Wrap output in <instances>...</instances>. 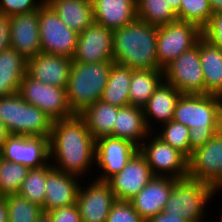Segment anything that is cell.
I'll use <instances>...</instances> for the list:
<instances>
[{
  "label": "cell",
  "instance_id": "1",
  "mask_svg": "<svg viewBox=\"0 0 222 222\" xmlns=\"http://www.w3.org/2000/svg\"><path fill=\"white\" fill-rule=\"evenodd\" d=\"M96 139L91 135L85 120L78 114L53 121L49 137L50 161L53 168L75 176H87L95 165Z\"/></svg>",
  "mask_w": 222,
  "mask_h": 222
},
{
  "label": "cell",
  "instance_id": "2",
  "mask_svg": "<svg viewBox=\"0 0 222 222\" xmlns=\"http://www.w3.org/2000/svg\"><path fill=\"white\" fill-rule=\"evenodd\" d=\"M187 126L192 152L218 133L222 123V97L210 94H182L173 119Z\"/></svg>",
  "mask_w": 222,
  "mask_h": 222
},
{
  "label": "cell",
  "instance_id": "3",
  "mask_svg": "<svg viewBox=\"0 0 222 222\" xmlns=\"http://www.w3.org/2000/svg\"><path fill=\"white\" fill-rule=\"evenodd\" d=\"M157 27L138 18L113 31V61L136 69H158Z\"/></svg>",
  "mask_w": 222,
  "mask_h": 222
},
{
  "label": "cell",
  "instance_id": "4",
  "mask_svg": "<svg viewBox=\"0 0 222 222\" xmlns=\"http://www.w3.org/2000/svg\"><path fill=\"white\" fill-rule=\"evenodd\" d=\"M114 63L72 61L66 93L69 107L74 114H81L88 106L101 99Z\"/></svg>",
  "mask_w": 222,
  "mask_h": 222
},
{
  "label": "cell",
  "instance_id": "5",
  "mask_svg": "<svg viewBox=\"0 0 222 222\" xmlns=\"http://www.w3.org/2000/svg\"><path fill=\"white\" fill-rule=\"evenodd\" d=\"M0 120L10 135L50 137L53 120L16 92L0 97Z\"/></svg>",
  "mask_w": 222,
  "mask_h": 222
},
{
  "label": "cell",
  "instance_id": "6",
  "mask_svg": "<svg viewBox=\"0 0 222 222\" xmlns=\"http://www.w3.org/2000/svg\"><path fill=\"white\" fill-rule=\"evenodd\" d=\"M219 191L222 190H215L211 185L188 176L174 178V185L163 212L180 215L188 222H203L207 202Z\"/></svg>",
  "mask_w": 222,
  "mask_h": 222
},
{
  "label": "cell",
  "instance_id": "7",
  "mask_svg": "<svg viewBox=\"0 0 222 222\" xmlns=\"http://www.w3.org/2000/svg\"><path fill=\"white\" fill-rule=\"evenodd\" d=\"M202 37V30L191 22L175 21L157 27L158 70H163Z\"/></svg>",
  "mask_w": 222,
  "mask_h": 222
},
{
  "label": "cell",
  "instance_id": "8",
  "mask_svg": "<svg viewBox=\"0 0 222 222\" xmlns=\"http://www.w3.org/2000/svg\"><path fill=\"white\" fill-rule=\"evenodd\" d=\"M18 93L23 100L38 107L53 121L75 115L69 107L66 88L45 84L26 74L21 80Z\"/></svg>",
  "mask_w": 222,
  "mask_h": 222
},
{
  "label": "cell",
  "instance_id": "9",
  "mask_svg": "<svg viewBox=\"0 0 222 222\" xmlns=\"http://www.w3.org/2000/svg\"><path fill=\"white\" fill-rule=\"evenodd\" d=\"M38 21L41 52L72 58L78 33L67 27L46 2L39 8Z\"/></svg>",
  "mask_w": 222,
  "mask_h": 222
},
{
  "label": "cell",
  "instance_id": "10",
  "mask_svg": "<svg viewBox=\"0 0 222 222\" xmlns=\"http://www.w3.org/2000/svg\"><path fill=\"white\" fill-rule=\"evenodd\" d=\"M164 81L182 94H205L203 68L200 63L199 40L163 69Z\"/></svg>",
  "mask_w": 222,
  "mask_h": 222
},
{
  "label": "cell",
  "instance_id": "11",
  "mask_svg": "<svg viewBox=\"0 0 222 222\" xmlns=\"http://www.w3.org/2000/svg\"><path fill=\"white\" fill-rule=\"evenodd\" d=\"M142 142L139 152L146 158L154 176H167L175 179L187 177L188 159L177 149L160 139L156 133ZM148 139L150 140L148 142Z\"/></svg>",
  "mask_w": 222,
  "mask_h": 222
},
{
  "label": "cell",
  "instance_id": "12",
  "mask_svg": "<svg viewBox=\"0 0 222 222\" xmlns=\"http://www.w3.org/2000/svg\"><path fill=\"white\" fill-rule=\"evenodd\" d=\"M187 176L222 190V139L217 134L192 152Z\"/></svg>",
  "mask_w": 222,
  "mask_h": 222
},
{
  "label": "cell",
  "instance_id": "13",
  "mask_svg": "<svg viewBox=\"0 0 222 222\" xmlns=\"http://www.w3.org/2000/svg\"><path fill=\"white\" fill-rule=\"evenodd\" d=\"M0 156L30 169L42 167L50 160L49 137L9 135Z\"/></svg>",
  "mask_w": 222,
  "mask_h": 222
},
{
  "label": "cell",
  "instance_id": "14",
  "mask_svg": "<svg viewBox=\"0 0 222 222\" xmlns=\"http://www.w3.org/2000/svg\"><path fill=\"white\" fill-rule=\"evenodd\" d=\"M72 61L81 63L113 61V30L94 22L78 33Z\"/></svg>",
  "mask_w": 222,
  "mask_h": 222
},
{
  "label": "cell",
  "instance_id": "15",
  "mask_svg": "<svg viewBox=\"0 0 222 222\" xmlns=\"http://www.w3.org/2000/svg\"><path fill=\"white\" fill-rule=\"evenodd\" d=\"M115 202L109 183L96 178L86 187L80 185L77 193L76 204L82 222H106Z\"/></svg>",
  "mask_w": 222,
  "mask_h": 222
},
{
  "label": "cell",
  "instance_id": "16",
  "mask_svg": "<svg viewBox=\"0 0 222 222\" xmlns=\"http://www.w3.org/2000/svg\"><path fill=\"white\" fill-rule=\"evenodd\" d=\"M95 151V165L103 173L97 180L107 181L126 166L139 148L128 140L104 136L96 139Z\"/></svg>",
  "mask_w": 222,
  "mask_h": 222
},
{
  "label": "cell",
  "instance_id": "17",
  "mask_svg": "<svg viewBox=\"0 0 222 222\" xmlns=\"http://www.w3.org/2000/svg\"><path fill=\"white\" fill-rule=\"evenodd\" d=\"M154 177L146 158L138 151L118 173L107 182L116 200L129 201Z\"/></svg>",
  "mask_w": 222,
  "mask_h": 222
},
{
  "label": "cell",
  "instance_id": "18",
  "mask_svg": "<svg viewBox=\"0 0 222 222\" xmlns=\"http://www.w3.org/2000/svg\"><path fill=\"white\" fill-rule=\"evenodd\" d=\"M38 17L39 9L30 13L10 16L11 48L21 54L26 60L41 53Z\"/></svg>",
  "mask_w": 222,
  "mask_h": 222
},
{
  "label": "cell",
  "instance_id": "19",
  "mask_svg": "<svg viewBox=\"0 0 222 222\" xmlns=\"http://www.w3.org/2000/svg\"><path fill=\"white\" fill-rule=\"evenodd\" d=\"M173 185L172 177L154 176L129 202L147 221L164 210Z\"/></svg>",
  "mask_w": 222,
  "mask_h": 222
},
{
  "label": "cell",
  "instance_id": "20",
  "mask_svg": "<svg viewBox=\"0 0 222 222\" xmlns=\"http://www.w3.org/2000/svg\"><path fill=\"white\" fill-rule=\"evenodd\" d=\"M71 64L72 58L41 52L27 60V74L45 84L66 88Z\"/></svg>",
  "mask_w": 222,
  "mask_h": 222
},
{
  "label": "cell",
  "instance_id": "21",
  "mask_svg": "<svg viewBox=\"0 0 222 222\" xmlns=\"http://www.w3.org/2000/svg\"><path fill=\"white\" fill-rule=\"evenodd\" d=\"M79 179L82 177L52 168L46 175L43 212L76 204Z\"/></svg>",
  "mask_w": 222,
  "mask_h": 222
},
{
  "label": "cell",
  "instance_id": "22",
  "mask_svg": "<svg viewBox=\"0 0 222 222\" xmlns=\"http://www.w3.org/2000/svg\"><path fill=\"white\" fill-rule=\"evenodd\" d=\"M181 95V92L164 80L155 89L147 104L142 108L147 127L151 132H154V128L151 127L152 122L149 120L154 119L156 124L158 122L161 125L171 121L176 103Z\"/></svg>",
  "mask_w": 222,
  "mask_h": 222
},
{
  "label": "cell",
  "instance_id": "23",
  "mask_svg": "<svg viewBox=\"0 0 222 222\" xmlns=\"http://www.w3.org/2000/svg\"><path fill=\"white\" fill-rule=\"evenodd\" d=\"M95 22L110 30L119 29L136 18V0H92Z\"/></svg>",
  "mask_w": 222,
  "mask_h": 222
},
{
  "label": "cell",
  "instance_id": "24",
  "mask_svg": "<svg viewBox=\"0 0 222 222\" xmlns=\"http://www.w3.org/2000/svg\"><path fill=\"white\" fill-rule=\"evenodd\" d=\"M150 133L142 108L133 105L118 108L113 137L128 140L139 148Z\"/></svg>",
  "mask_w": 222,
  "mask_h": 222
},
{
  "label": "cell",
  "instance_id": "25",
  "mask_svg": "<svg viewBox=\"0 0 222 222\" xmlns=\"http://www.w3.org/2000/svg\"><path fill=\"white\" fill-rule=\"evenodd\" d=\"M67 27L81 33L95 22L92 0H45Z\"/></svg>",
  "mask_w": 222,
  "mask_h": 222
},
{
  "label": "cell",
  "instance_id": "26",
  "mask_svg": "<svg viewBox=\"0 0 222 222\" xmlns=\"http://www.w3.org/2000/svg\"><path fill=\"white\" fill-rule=\"evenodd\" d=\"M200 63L203 68L205 94L222 97V49L203 36L199 39Z\"/></svg>",
  "mask_w": 222,
  "mask_h": 222
},
{
  "label": "cell",
  "instance_id": "27",
  "mask_svg": "<svg viewBox=\"0 0 222 222\" xmlns=\"http://www.w3.org/2000/svg\"><path fill=\"white\" fill-rule=\"evenodd\" d=\"M27 74V60L8 48L0 52V97L19 92L21 80Z\"/></svg>",
  "mask_w": 222,
  "mask_h": 222
},
{
  "label": "cell",
  "instance_id": "28",
  "mask_svg": "<svg viewBox=\"0 0 222 222\" xmlns=\"http://www.w3.org/2000/svg\"><path fill=\"white\" fill-rule=\"evenodd\" d=\"M132 71L130 67L114 63L100 100L118 108L130 105L129 89Z\"/></svg>",
  "mask_w": 222,
  "mask_h": 222
},
{
  "label": "cell",
  "instance_id": "29",
  "mask_svg": "<svg viewBox=\"0 0 222 222\" xmlns=\"http://www.w3.org/2000/svg\"><path fill=\"white\" fill-rule=\"evenodd\" d=\"M118 114V107L104 103L101 100L88 106L79 114L86 122L91 135L98 139L104 136L113 137L114 123Z\"/></svg>",
  "mask_w": 222,
  "mask_h": 222
},
{
  "label": "cell",
  "instance_id": "30",
  "mask_svg": "<svg viewBox=\"0 0 222 222\" xmlns=\"http://www.w3.org/2000/svg\"><path fill=\"white\" fill-rule=\"evenodd\" d=\"M163 80V70H133L129 89L130 105L143 108Z\"/></svg>",
  "mask_w": 222,
  "mask_h": 222
},
{
  "label": "cell",
  "instance_id": "31",
  "mask_svg": "<svg viewBox=\"0 0 222 222\" xmlns=\"http://www.w3.org/2000/svg\"><path fill=\"white\" fill-rule=\"evenodd\" d=\"M137 18L156 27L178 20L166 0H136Z\"/></svg>",
  "mask_w": 222,
  "mask_h": 222
},
{
  "label": "cell",
  "instance_id": "32",
  "mask_svg": "<svg viewBox=\"0 0 222 222\" xmlns=\"http://www.w3.org/2000/svg\"><path fill=\"white\" fill-rule=\"evenodd\" d=\"M53 168L49 162L39 168L29 170L27 177L23 180L19 195L43 208L45 200V181L47 173Z\"/></svg>",
  "mask_w": 222,
  "mask_h": 222
},
{
  "label": "cell",
  "instance_id": "33",
  "mask_svg": "<svg viewBox=\"0 0 222 222\" xmlns=\"http://www.w3.org/2000/svg\"><path fill=\"white\" fill-rule=\"evenodd\" d=\"M30 168L13 163L0 156V194L5 197L18 194Z\"/></svg>",
  "mask_w": 222,
  "mask_h": 222
},
{
  "label": "cell",
  "instance_id": "34",
  "mask_svg": "<svg viewBox=\"0 0 222 222\" xmlns=\"http://www.w3.org/2000/svg\"><path fill=\"white\" fill-rule=\"evenodd\" d=\"M8 206V222H37L44 213L42 207L19 194L4 197Z\"/></svg>",
  "mask_w": 222,
  "mask_h": 222
},
{
  "label": "cell",
  "instance_id": "35",
  "mask_svg": "<svg viewBox=\"0 0 222 222\" xmlns=\"http://www.w3.org/2000/svg\"><path fill=\"white\" fill-rule=\"evenodd\" d=\"M178 20L191 22L203 30L210 22L213 11L209 0H181Z\"/></svg>",
  "mask_w": 222,
  "mask_h": 222
},
{
  "label": "cell",
  "instance_id": "36",
  "mask_svg": "<svg viewBox=\"0 0 222 222\" xmlns=\"http://www.w3.org/2000/svg\"><path fill=\"white\" fill-rule=\"evenodd\" d=\"M161 127L162 130L156 132V134L158 133L157 136L189 159L191 156L190 129L174 120L162 124Z\"/></svg>",
  "mask_w": 222,
  "mask_h": 222
},
{
  "label": "cell",
  "instance_id": "37",
  "mask_svg": "<svg viewBox=\"0 0 222 222\" xmlns=\"http://www.w3.org/2000/svg\"><path fill=\"white\" fill-rule=\"evenodd\" d=\"M106 222H145L129 201H118L112 205Z\"/></svg>",
  "mask_w": 222,
  "mask_h": 222
},
{
  "label": "cell",
  "instance_id": "38",
  "mask_svg": "<svg viewBox=\"0 0 222 222\" xmlns=\"http://www.w3.org/2000/svg\"><path fill=\"white\" fill-rule=\"evenodd\" d=\"M45 0H0V13L8 16L38 10Z\"/></svg>",
  "mask_w": 222,
  "mask_h": 222
},
{
  "label": "cell",
  "instance_id": "39",
  "mask_svg": "<svg viewBox=\"0 0 222 222\" xmlns=\"http://www.w3.org/2000/svg\"><path fill=\"white\" fill-rule=\"evenodd\" d=\"M202 36L222 49V11L213 12L210 22L202 30Z\"/></svg>",
  "mask_w": 222,
  "mask_h": 222
},
{
  "label": "cell",
  "instance_id": "40",
  "mask_svg": "<svg viewBox=\"0 0 222 222\" xmlns=\"http://www.w3.org/2000/svg\"><path fill=\"white\" fill-rule=\"evenodd\" d=\"M46 214L52 222H82L77 204L54 208Z\"/></svg>",
  "mask_w": 222,
  "mask_h": 222
},
{
  "label": "cell",
  "instance_id": "41",
  "mask_svg": "<svg viewBox=\"0 0 222 222\" xmlns=\"http://www.w3.org/2000/svg\"><path fill=\"white\" fill-rule=\"evenodd\" d=\"M10 16L0 13V52L11 47Z\"/></svg>",
  "mask_w": 222,
  "mask_h": 222
},
{
  "label": "cell",
  "instance_id": "42",
  "mask_svg": "<svg viewBox=\"0 0 222 222\" xmlns=\"http://www.w3.org/2000/svg\"><path fill=\"white\" fill-rule=\"evenodd\" d=\"M145 222H188V221L180 217V215L167 214L162 211Z\"/></svg>",
  "mask_w": 222,
  "mask_h": 222
},
{
  "label": "cell",
  "instance_id": "43",
  "mask_svg": "<svg viewBox=\"0 0 222 222\" xmlns=\"http://www.w3.org/2000/svg\"><path fill=\"white\" fill-rule=\"evenodd\" d=\"M0 222H8V206L6 199H0Z\"/></svg>",
  "mask_w": 222,
  "mask_h": 222
},
{
  "label": "cell",
  "instance_id": "44",
  "mask_svg": "<svg viewBox=\"0 0 222 222\" xmlns=\"http://www.w3.org/2000/svg\"><path fill=\"white\" fill-rule=\"evenodd\" d=\"M9 135L4 123L0 120V150Z\"/></svg>",
  "mask_w": 222,
  "mask_h": 222
},
{
  "label": "cell",
  "instance_id": "45",
  "mask_svg": "<svg viewBox=\"0 0 222 222\" xmlns=\"http://www.w3.org/2000/svg\"><path fill=\"white\" fill-rule=\"evenodd\" d=\"M213 12L222 11V0H209Z\"/></svg>",
  "mask_w": 222,
  "mask_h": 222
},
{
  "label": "cell",
  "instance_id": "46",
  "mask_svg": "<svg viewBox=\"0 0 222 222\" xmlns=\"http://www.w3.org/2000/svg\"><path fill=\"white\" fill-rule=\"evenodd\" d=\"M166 1L168 5L171 6V8L173 9L175 13L179 11L181 0H166Z\"/></svg>",
  "mask_w": 222,
  "mask_h": 222
},
{
  "label": "cell",
  "instance_id": "47",
  "mask_svg": "<svg viewBox=\"0 0 222 222\" xmlns=\"http://www.w3.org/2000/svg\"><path fill=\"white\" fill-rule=\"evenodd\" d=\"M37 222H52L46 213H43Z\"/></svg>",
  "mask_w": 222,
  "mask_h": 222
},
{
  "label": "cell",
  "instance_id": "48",
  "mask_svg": "<svg viewBox=\"0 0 222 222\" xmlns=\"http://www.w3.org/2000/svg\"><path fill=\"white\" fill-rule=\"evenodd\" d=\"M217 135L222 139V123L220 125V129L218 130Z\"/></svg>",
  "mask_w": 222,
  "mask_h": 222
}]
</instances>
